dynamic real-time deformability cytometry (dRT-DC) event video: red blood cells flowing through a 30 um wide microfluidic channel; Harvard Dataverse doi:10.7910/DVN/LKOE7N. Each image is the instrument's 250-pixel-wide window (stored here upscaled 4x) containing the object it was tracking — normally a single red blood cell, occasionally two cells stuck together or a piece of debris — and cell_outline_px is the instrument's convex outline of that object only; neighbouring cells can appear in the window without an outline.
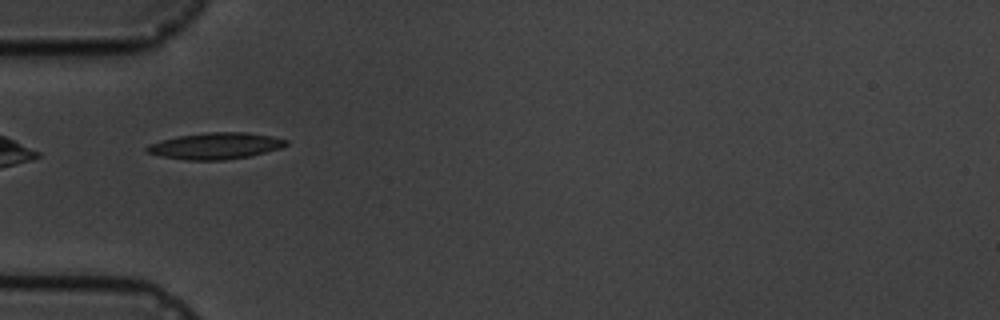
{"species": "common noctule bat (a hibernating species)", "species_latin": "Nyctalus noctula", "temperature_condition": "cold", "stored_images_in_passage": 5, "camera_frame_rate_fps": 3000, "um_per_image_px": 0.085, "animal": {"sex": "male", "body_mass_g": 19.5, "forearm_length_mm": 54.6}, "frame": {"image": 1, "passage_image": 3, "time_ms": 3.333, "image_size_px": [1000, 320], "cell_outline_px": [[288, 144], [280, 148], [248, 156], [224, 160], [188, 160], [160, 156], [144, 152], [144, 148], [148, 144], [160, 140], [180, 136], [208, 132], [248, 132], [272, 136], [288, 140]], "centroid_in_image_um": [18.28, 12.4], "position_along_channel_um": 66.7, "area_um2": 21.44}}
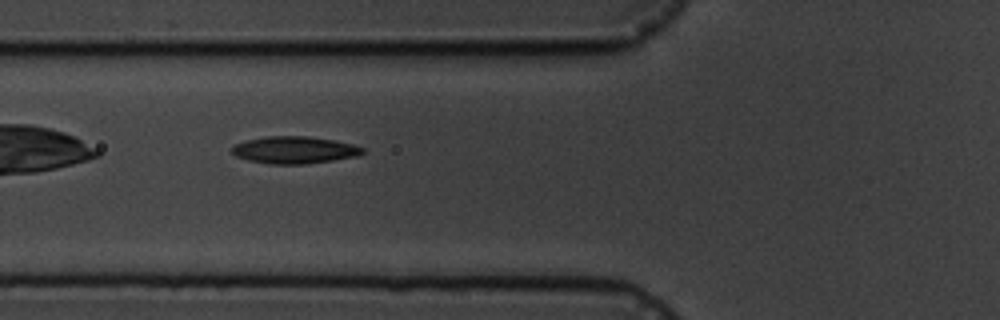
{"frame": {"image": 2, "passage_image": 4, "time_ms": 4.333, "image_size_px": [1000, 320], "cell_outline_px": [[364, 152], [356, 156], [332, 160], [304, 164], [272, 164], [248, 160], [236, 156], [232, 152], [232, 148], [236, 144], [248, 140], [268, 136], [308, 136], [332, 140], [352, 144], [364, 148]], "centroid_in_image_um": [25.03, 12.75], "position_along_channel_um": 100.8, "area_um2": 20.35}}
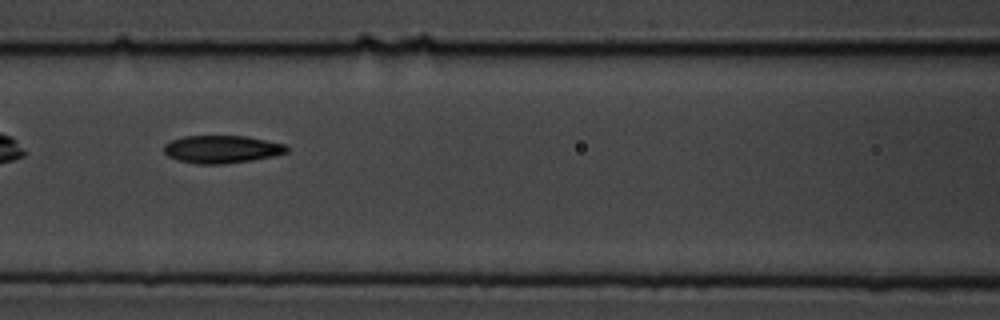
{"frame": {"image": 3, "passage_image": 5, "time_ms": 5.667, "image_size_px": [1000, 320], "cell_outline_px": [[288, 152], [272, 156], [252, 160], [224, 164], [196, 164], [176, 160], [168, 156], [164, 152], [164, 144], [172, 140], [184, 136], [248, 136], [284, 144], [288, 148]], "centroid_in_image_um": [18.83, 12.69], "position_along_channel_um": 147.8, "area_um2": 19.88}}